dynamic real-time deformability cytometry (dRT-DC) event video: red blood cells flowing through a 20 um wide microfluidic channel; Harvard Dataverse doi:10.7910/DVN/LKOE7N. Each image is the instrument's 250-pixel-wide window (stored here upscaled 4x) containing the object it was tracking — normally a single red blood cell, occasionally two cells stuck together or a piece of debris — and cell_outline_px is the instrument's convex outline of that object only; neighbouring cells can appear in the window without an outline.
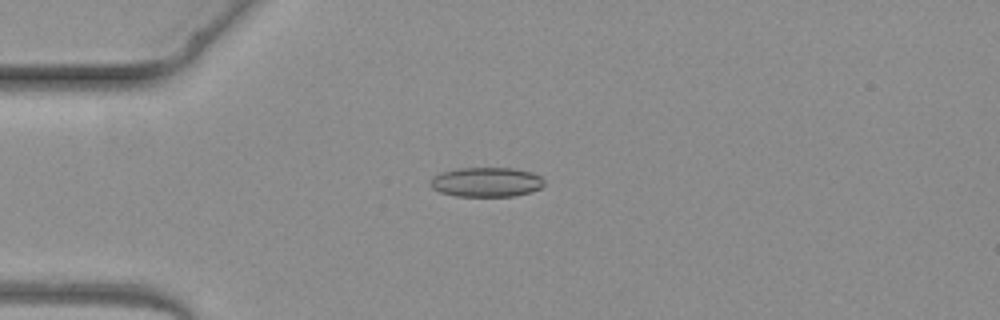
{"species": "common noctule bat (a hibernating species)", "species_latin": "Nyctalus noctula", "temperature_condition": "warm", "stored_images_in_passage": 3, "camera_frame_rate_fps": 3000, "um_per_image_px": 0.085, "animal": {"sex": "female", "body_mass_g": 19.3, "forearm_length_mm": 54.1}, "frame": {"image": 1, "passage_image": 3, "time_ms": 2.333, "image_size_px": [1000, 320], "cell_outline_px": [[544, 184], [540, 188], [532, 192], [516, 196], [456, 196], [440, 192], [432, 188], [428, 184], [432, 176], [440, 172], [456, 168], [516, 168], [532, 172], [540, 176], [544, 180]], "centroid_in_image_um": [41.32, 15.47], "position_along_channel_um": 43.7, "area_um2": 19.94}}